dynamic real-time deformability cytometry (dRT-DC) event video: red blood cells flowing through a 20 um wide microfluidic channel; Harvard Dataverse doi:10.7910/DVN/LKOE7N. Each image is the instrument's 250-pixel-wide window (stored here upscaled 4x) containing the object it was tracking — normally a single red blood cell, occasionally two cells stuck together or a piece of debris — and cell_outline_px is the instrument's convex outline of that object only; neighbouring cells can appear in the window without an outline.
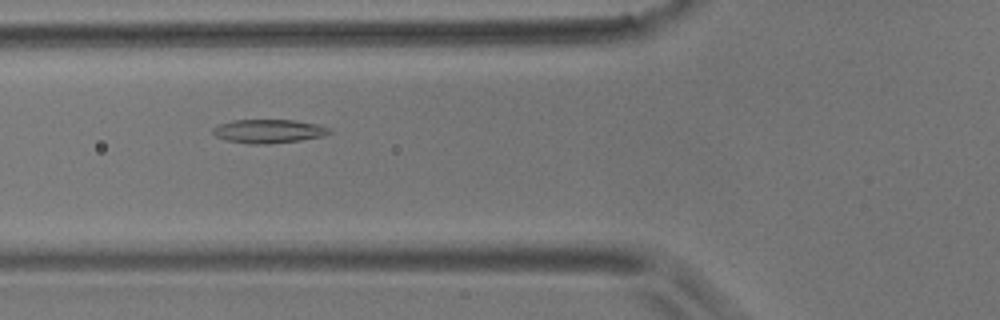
{"species": "common noctule bat (a hibernating species)", "species_latin": "Nyctalus noctula", "temperature_condition": "room temperature", "stored_images_in_passage": 18, "camera_frame_rate_fps": 3000, "um_per_image_px": 0.085, "animal": {"sex": "male", "body_mass_g": 17.9}, "frame": {"image": 1, "passage_image": 8, "time_ms": 2.333, "image_size_px": [1000, 320], "cell_outline_px": [[332, 132], [324, 136], [300, 140], [268, 144], [252, 144], [228, 140], [216, 136], [212, 132], [212, 128], [220, 124], [232, 120], [296, 120], [316, 124], [332, 128]], "centroid_in_image_um": [22.87, 11.14], "position_along_channel_um": 102.9, "area_um2": 16.07}}
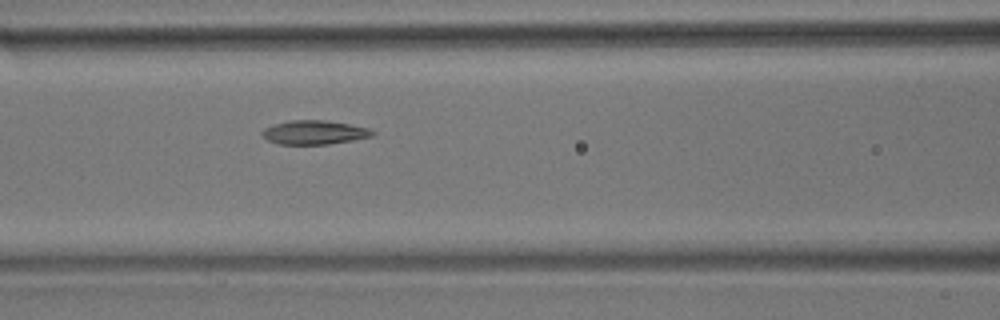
{"frame": {"image": 2, "passage_image": 11, "time_ms": 3.333, "image_size_px": [1000, 320], "cell_outline_px": [[376, 132], [372, 136], [352, 140], [328, 144], [280, 144], [268, 140], [260, 132], [264, 128], [288, 120], [324, 120], [348, 124], [368, 128]], "centroid_in_image_um": [26.71, 11.25], "position_along_channel_um": 139.9, "area_um2": 15.2}}
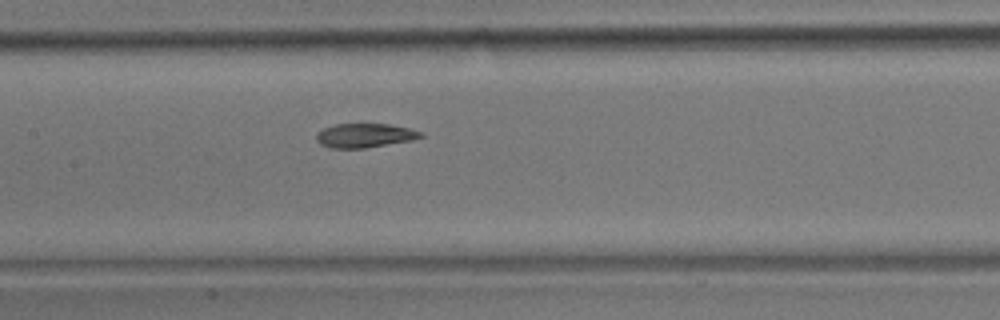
{"frame": {"image": 3, "passage_image": 14, "time_ms": 4.333, "image_size_px": [1000, 320], "cell_outline_px": [[424, 136], [412, 140], [364, 148], [328, 148], [320, 144], [316, 140], [316, 132], [324, 128], [336, 124], [388, 124], [408, 128], [424, 132]], "centroid_in_image_um": [30.99, 11.52], "position_along_channel_um": 176.4, "area_um2": 14.68}}